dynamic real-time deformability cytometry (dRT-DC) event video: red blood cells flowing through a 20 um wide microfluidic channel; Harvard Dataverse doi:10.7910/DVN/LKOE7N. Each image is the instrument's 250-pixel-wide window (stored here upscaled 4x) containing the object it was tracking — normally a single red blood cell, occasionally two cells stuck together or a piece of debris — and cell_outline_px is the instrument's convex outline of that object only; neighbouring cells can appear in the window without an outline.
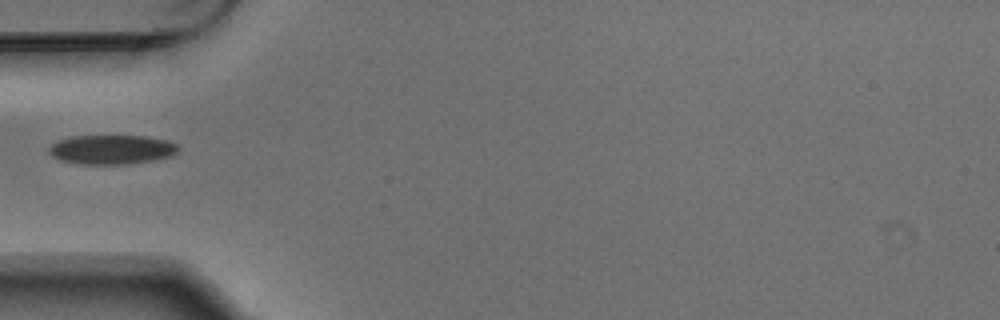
{"species": "Egyptian fruit bat (a non-hibernating species)", "species_latin": "Rousettus aegyptiacus", "temperature_condition": "warm", "stored_images_in_passage": 1, "camera_frame_rate_fps": 3000, "um_per_image_px": 0.085, "animal": {"sex": "male"}, "frame": {"image": 1, "passage_image": 1, "time_ms": 0.0, "image_size_px": [1000, 320], "cell_outline_px": [[180, 148], [172, 156], [152, 160], [128, 164], [80, 164], [60, 160], [52, 156], [48, 152], [48, 148], [56, 140], [72, 136], [144, 136], [168, 140], [176, 144]], "centroid_in_image_um": [9.47, 12.71], "position_along_channel_um": 75.5, "area_um2": 22.2}}